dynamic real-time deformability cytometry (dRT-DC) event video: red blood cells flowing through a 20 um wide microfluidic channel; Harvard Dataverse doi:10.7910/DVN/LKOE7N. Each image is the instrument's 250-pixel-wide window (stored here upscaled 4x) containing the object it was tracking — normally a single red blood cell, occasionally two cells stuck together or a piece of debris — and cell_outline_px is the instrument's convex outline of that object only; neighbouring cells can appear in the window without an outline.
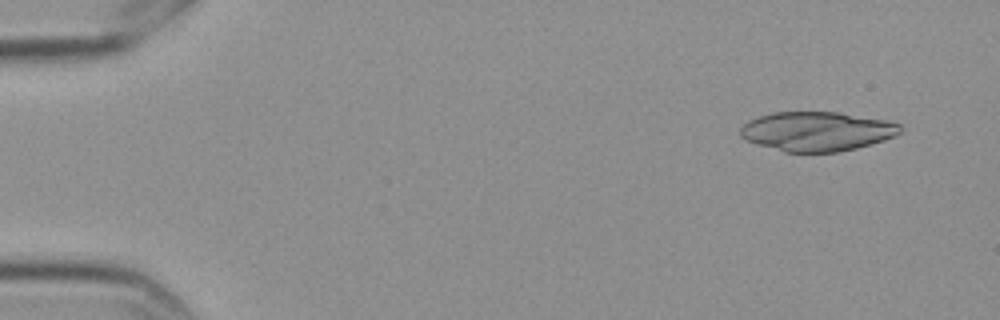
{"species": "Egyptian fruit bat (a non-hibernating species)", "species_latin": "Rousettus aegyptiacus", "temperature_condition": "cold", "stored_images_in_passage": 5, "camera_frame_rate_fps": 3000, "um_per_image_px": 0.085, "frame": {"image": 1, "passage_image": 1, "time_ms": 0.0, "image_size_px": [1000, 320], "cell_outline_px": [[900, 132], [896, 136], [884, 140], [856, 148], [840, 152], [784, 152], [756, 144], [744, 140], [740, 136], [740, 128], [748, 120], [760, 116], [776, 112], [840, 112], [888, 120], [900, 124]], "centroid_in_image_um": [69.43, 11.17], "position_along_channel_um": 15.6, "area_um2": 36.88}}